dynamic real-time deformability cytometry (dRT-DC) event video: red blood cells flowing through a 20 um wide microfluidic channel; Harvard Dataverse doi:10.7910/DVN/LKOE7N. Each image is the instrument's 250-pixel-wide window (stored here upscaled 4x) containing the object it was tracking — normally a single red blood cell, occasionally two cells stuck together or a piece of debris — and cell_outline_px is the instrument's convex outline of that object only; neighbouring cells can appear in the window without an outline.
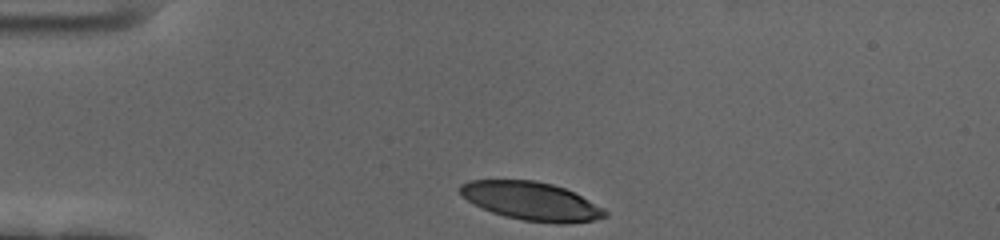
{"species": "human", "species_latin": "Homo sapiens", "temperature_condition": "cold", "stored_images_in_passage": 36, "camera_frame_rate_fps": 3000, "um_per_image_px": 0.085, "donor": {"sex": "female"}, "frame": {"image": 1, "passage_image": 1, "time_ms": 0.0, "image_size_px": [1000, 240], "cell_outline_px": [[608, 216], [592, 220], [564, 224], [560, 224], [524, 220], [504, 216], [480, 208], [468, 200], [460, 192], [460, 184], [468, 180], [532, 180], [552, 184], [564, 188], [604, 208], [608, 212]], "centroid_in_image_um": [45.15, 17.1], "position_along_channel_um": 39.8, "area_um2": 32.14}}
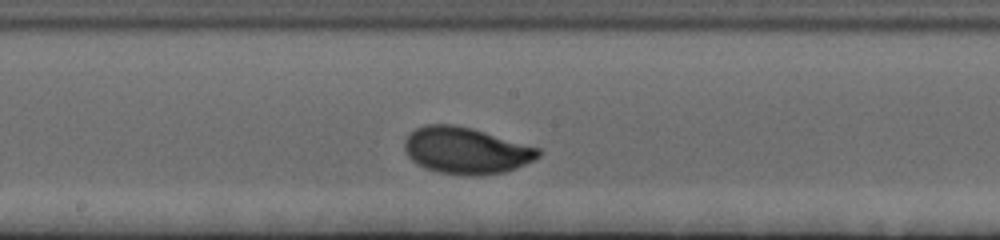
{"frame": {"image": 2, "passage_image": 19, "time_ms": 6.0, "image_size_px": [1000, 240], "cell_outline_px": [[540, 156], [536, 160], [516, 168], [504, 172], [480, 176], [464, 176], [440, 172], [424, 168], [416, 164], [408, 156], [404, 148], [404, 140], [416, 128], [424, 124], [452, 124], [472, 128], [540, 148]], "centroid_in_image_um": [39.62, 12.81], "position_along_channel_um": 208.6, "area_um2": 36.59}}
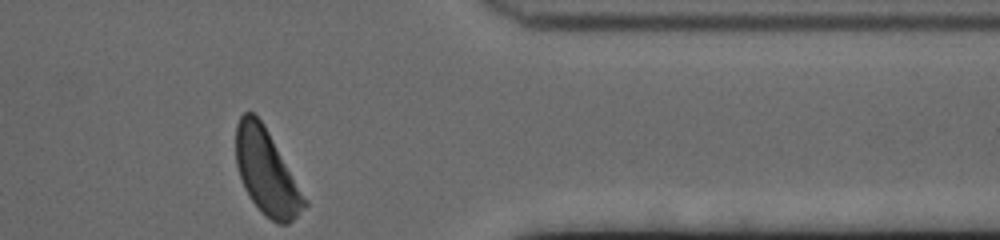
{"frame": {"image": 3, "passage_image": 36, "time_ms": 11.667, "image_size_px": [1000, 240], "cell_outline_px": [[308, 204], [288, 224], [276, 224], [260, 212], [248, 196], [244, 188], [236, 164], [236, 124], [240, 116], [244, 112], [252, 112], [264, 124], [308, 200]], "centroid_in_image_um": [22.65, 14.65], "position_along_channel_um": 388.7, "area_um2": 33.99}, "authors_computed_cell_mechanics": {"area_um2": 34.4488, "velocity_mm_per_s": 3.4291, "shape_relaxation_time_tau1_ms": 4.4705, "shape_relaxation_time_tau2_ms": null, "deformation_change_tau1": 0.201, "deformation_change_tau2": null}}